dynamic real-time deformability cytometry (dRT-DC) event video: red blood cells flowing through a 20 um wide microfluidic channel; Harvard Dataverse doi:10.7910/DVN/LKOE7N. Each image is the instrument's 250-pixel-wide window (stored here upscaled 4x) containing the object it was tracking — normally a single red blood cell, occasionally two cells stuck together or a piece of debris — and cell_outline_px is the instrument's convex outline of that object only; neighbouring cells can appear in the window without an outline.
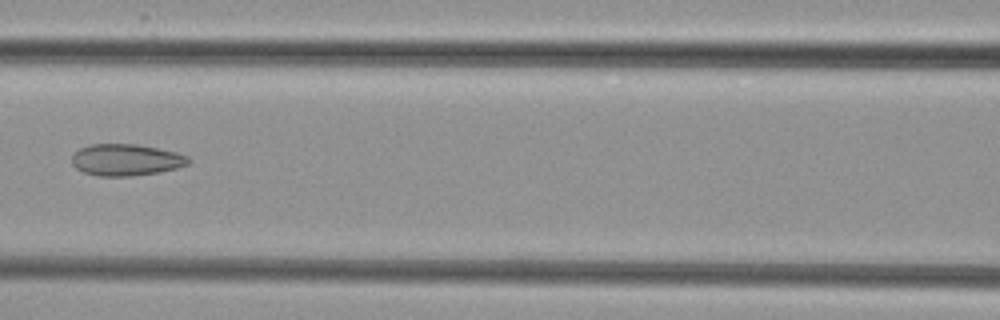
{"species": "common noctule bat (a hibernating species)", "species_latin": "Nyctalus noctula", "temperature_condition": "cold", "stored_images_in_passage": 8, "camera_frame_rate_fps": 3000, "um_per_image_px": 0.085, "animal": {"sex": "female", "body_mass_g": 29.2, "forearm_length_mm": 56.3}, "frame": {"image": 1, "passage_image": 7, "time_ms": 7.667, "image_size_px": [1000, 320], "cell_outline_px": [[192, 160], [188, 164], [176, 168], [160, 172], [132, 176], [96, 176], [84, 172], [76, 168], [72, 164], [72, 156], [80, 148], [88, 144], [136, 144], [176, 152], [188, 156]], "centroid_in_image_um": [10.71, 13.59], "position_along_channel_um": 155.9, "area_um2": 21.56}}
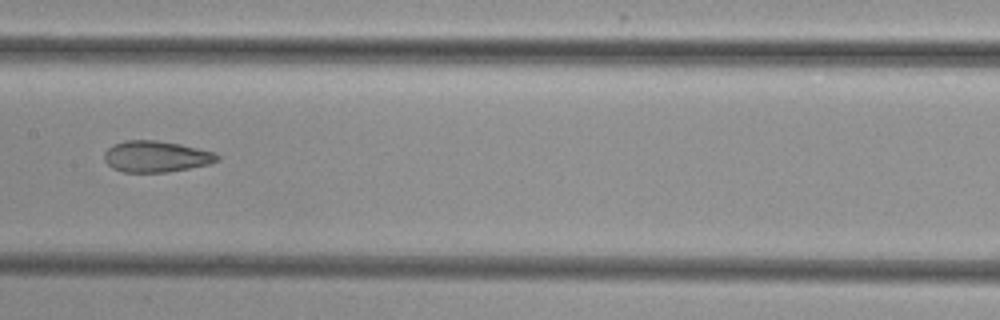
{"frame": {"image": 2, "passage_image": 8, "time_ms": 8.667, "image_size_px": [1000, 320], "cell_outline_px": [[220, 160], [208, 164], [168, 172], [124, 172], [112, 168], [104, 160], [104, 152], [112, 144], [124, 140], [156, 140], [180, 144], [216, 152], [220, 156]], "centroid_in_image_um": [13.26, 13.29], "position_along_channel_um": 194.1, "area_um2": 20.69}}